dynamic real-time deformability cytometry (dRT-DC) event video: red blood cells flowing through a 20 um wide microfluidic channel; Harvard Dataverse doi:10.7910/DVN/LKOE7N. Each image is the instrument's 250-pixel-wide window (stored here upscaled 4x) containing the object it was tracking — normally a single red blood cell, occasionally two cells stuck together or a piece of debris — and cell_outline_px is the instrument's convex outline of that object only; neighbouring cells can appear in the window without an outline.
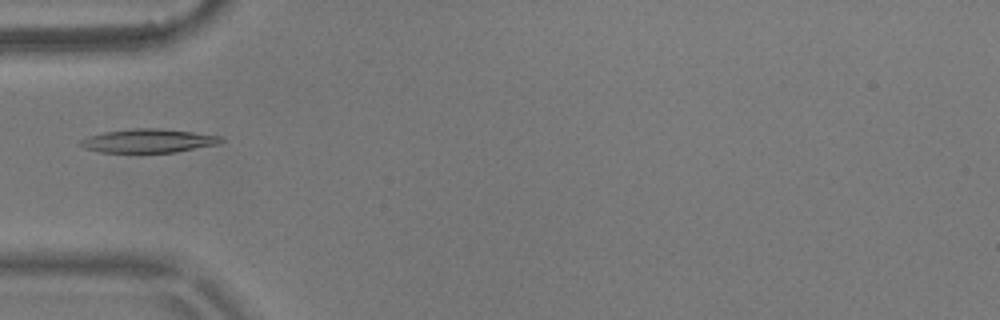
{"species": "common noctule bat (a hibernating species)", "species_latin": "Nyctalus noctula", "temperature_condition": "warm", "stored_images_in_passage": 7, "camera_frame_rate_fps": 3000, "um_per_image_px": 0.085, "animal": {"sex": "male", "body_mass_g": 17.9}, "frame": {"image": 1, "passage_image": 5, "time_ms": 1.333, "image_size_px": [1000, 320], "cell_outline_px": [[224, 140], [216, 144], [176, 152], [100, 152], [84, 148], [80, 144], [80, 140], [88, 136], [104, 132], [132, 128], [156, 128], [192, 132], [224, 136]], "centroid_in_image_um": [12.6, 11.96], "position_along_channel_um": 72.4, "area_um2": 19.25}}
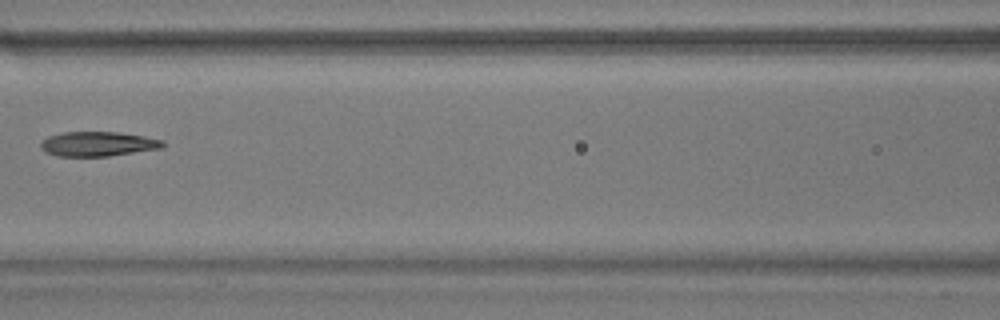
{"frame": {"image": 2, "passage_image": 7, "time_ms": 2.0, "image_size_px": [1000, 320], "cell_outline_px": [[164, 144], [160, 148], [108, 156], [56, 156], [44, 152], [40, 148], [40, 140], [48, 136], [64, 132], [120, 132], [144, 136], [164, 140]], "centroid_in_image_um": [8.26, 12.23], "position_along_channel_um": 158.3, "area_um2": 17.57}}